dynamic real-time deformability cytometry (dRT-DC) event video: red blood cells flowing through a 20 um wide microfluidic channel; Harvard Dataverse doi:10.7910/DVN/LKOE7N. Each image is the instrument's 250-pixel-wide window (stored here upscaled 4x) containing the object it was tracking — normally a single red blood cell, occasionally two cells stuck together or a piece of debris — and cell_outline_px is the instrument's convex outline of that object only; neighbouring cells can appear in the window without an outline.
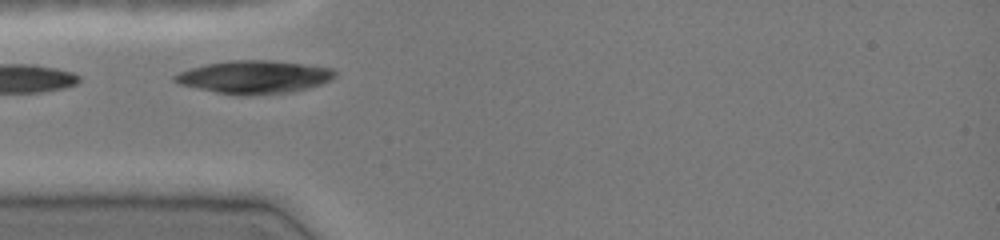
{"species": "common noctule bat (a hibernating species)", "species_latin": "Nyctalus noctula", "temperature_condition": "cold", "stored_images_in_passage": 13, "camera_frame_rate_fps": 3000, "um_per_image_px": 0.085, "animal": {"sex": "female", "body_mass_g": 19.0, "forearm_length_mm": 51.5}, "frame": {"image": 1, "passage_image": 1, "time_ms": 0.0, "image_size_px": [1000, 240], "cell_outline_px": [[336, 76], [332, 80], [308, 88], [292, 92], [252, 96], [236, 96], [216, 92], [180, 84], [172, 80], [172, 76], [180, 72], [204, 64], [228, 60], [272, 60], [332, 68], [336, 72]], "centroid_in_image_um": [21.62, 6.56], "position_along_channel_um": 63.4, "area_um2": 31.04}}
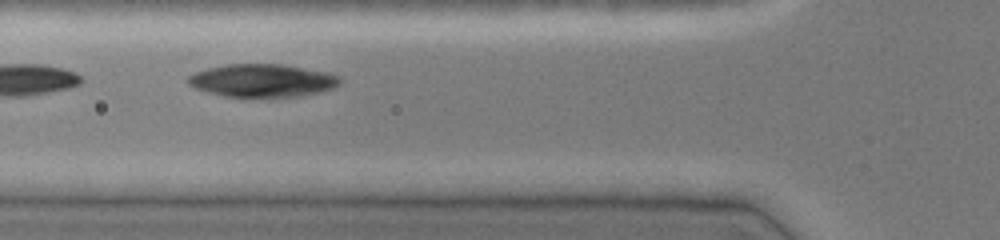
{"frame": {"image": 2, "passage_image": 4, "time_ms": 1.0, "image_size_px": [1000, 240], "cell_outline_px": [[344, 80], [336, 88], [320, 92], [300, 96], [240, 100], [208, 92], [196, 88], [188, 84], [184, 80], [188, 76], [196, 72], [208, 68], [228, 64], [280, 64], [328, 72], [340, 76]], "centroid_in_image_um": [22.32, 6.89], "position_along_channel_um": 103.5, "area_um2": 30.23}}